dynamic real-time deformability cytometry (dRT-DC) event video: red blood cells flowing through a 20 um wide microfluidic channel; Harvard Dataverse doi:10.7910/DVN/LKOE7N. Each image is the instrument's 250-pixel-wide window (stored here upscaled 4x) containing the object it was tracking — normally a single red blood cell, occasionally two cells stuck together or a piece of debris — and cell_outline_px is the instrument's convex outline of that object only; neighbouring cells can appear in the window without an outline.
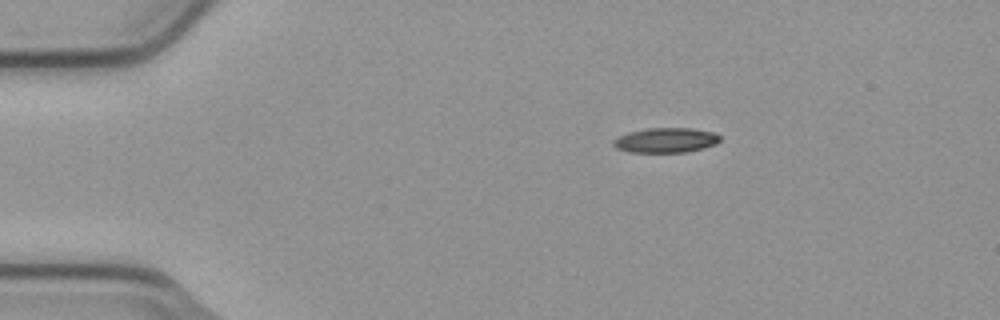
{"species": "common noctule bat (a hibernating species)", "species_latin": "Nyctalus noctula", "temperature_condition": "cold", "stored_images_in_passage": 2, "camera_frame_rate_fps": 3000, "um_per_image_px": 0.085, "animal": {"sex": "male", "body_mass_g": 23.1, "forearm_length_mm": 52.7}, "frame": {"image": 1, "passage_image": 1, "time_ms": 0.0, "image_size_px": [1000, 320], "cell_outline_px": [[720, 140], [716, 144], [684, 152], [628, 152], [616, 148], [612, 144], [612, 140], [628, 132], [644, 128], [692, 128], [712, 132], [720, 136]], "centroid_in_image_um": [56.54, 11.91], "position_along_channel_um": 28.5, "area_um2": 15.37}}